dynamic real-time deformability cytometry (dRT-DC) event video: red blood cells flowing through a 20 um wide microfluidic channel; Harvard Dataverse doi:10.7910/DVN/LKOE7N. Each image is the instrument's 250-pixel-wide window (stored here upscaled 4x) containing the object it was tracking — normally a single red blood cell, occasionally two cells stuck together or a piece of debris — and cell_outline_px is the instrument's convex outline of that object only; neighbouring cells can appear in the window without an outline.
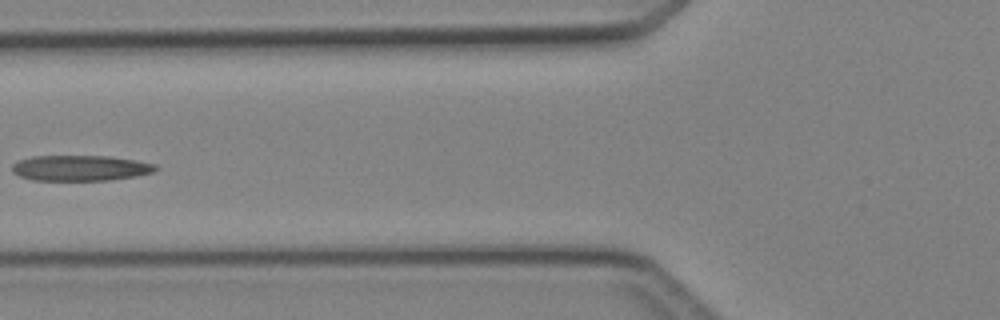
{"species": "Egyptian fruit bat (a non-hibernating species)", "species_latin": "Rousettus aegyptiacus", "temperature_condition": "cold", "stored_images_in_passage": 4, "camera_frame_rate_fps": 3000, "um_per_image_px": 0.085, "animal": {"sex": "female"}, "frame": {"image": 1, "passage_image": 4, "time_ms": 3.667, "image_size_px": [1000, 320], "cell_outline_px": [[160, 168], [152, 172], [136, 176], [108, 180], [32, 180], [20, 176], [12, 172], [12, 164], [20, 160], [32, 156], [108, 156], [136, 160], [156, 164]], "centroid_in_image_um": [6.84, 14.28], "position_along_channel_um": 119.0, "area_um2": 21.39}}